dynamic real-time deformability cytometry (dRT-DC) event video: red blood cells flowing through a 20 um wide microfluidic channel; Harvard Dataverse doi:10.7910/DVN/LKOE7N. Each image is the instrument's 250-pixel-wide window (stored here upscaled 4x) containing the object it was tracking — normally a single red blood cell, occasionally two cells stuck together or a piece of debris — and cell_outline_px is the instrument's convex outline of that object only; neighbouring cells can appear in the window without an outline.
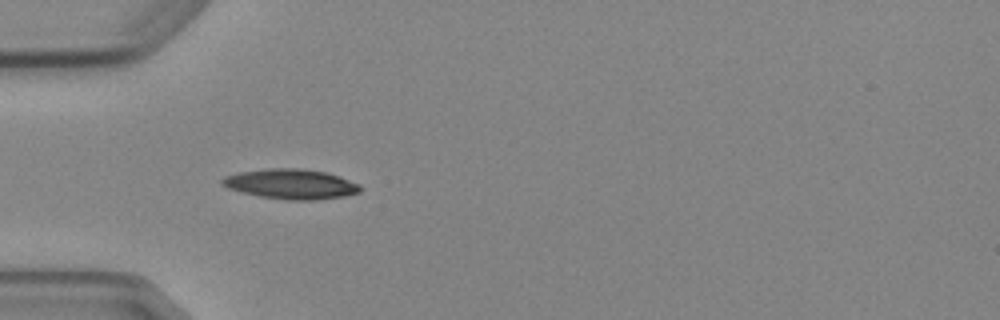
{"species": "Egyptian fruit bat (a non-hibernating species)", "species_latin": "Rousettus aegyptiacus", "temperature_condition": "cold", "stored_images_in_passage": 5, "camera_frame_rate_fps": 3000, "um_per_image_px": 0.085, "animal": {"sex": "female"}, "frame": {"image": 1, "passage_image": 5, "time_ms": 4.667, "image_size_px": [1000, 320], "cell_outline_px": [[360, 192], [344, 196], [312, 200], [288, 200], [260, 196], [228, 188], [220, 184], [220, 180], [224, 176], [240, 172], [268, 168], [300, 168], [324, 172], [360, 184]], "centroid_in_image_um": [24.69, 15.64], "position_along_channel_um": 60.3, "area_um2": 23.81}}